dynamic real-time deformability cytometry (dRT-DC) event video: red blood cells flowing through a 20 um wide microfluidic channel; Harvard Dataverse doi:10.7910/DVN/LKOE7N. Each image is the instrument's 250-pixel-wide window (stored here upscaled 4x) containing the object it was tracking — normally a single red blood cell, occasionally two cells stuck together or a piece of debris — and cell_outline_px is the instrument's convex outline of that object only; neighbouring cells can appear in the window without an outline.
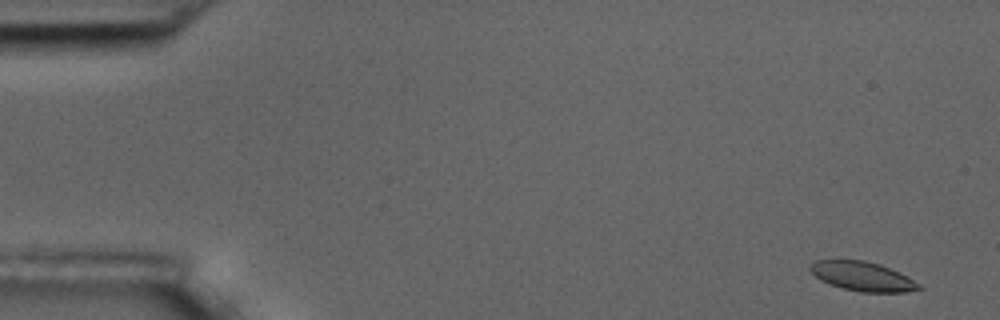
{"species": "common noctule bat (a hibernating species)", "species_latin": "Nyctalus noctula", "temperature_condition": "room temperature", "stored_images_in_passage": 6, "segment_of_instrument_passage": [1, 2], "camera_frame_rate_fps": 3000, "um_per_image_px": 0.085, "animal": {"sex": "male", "body_mass_g": 17.5, "forearm_length_mm": 52.3}, "frame": {"image": 1, "passage_image": 1, "time_ms": 0.0, "image_size_px": [1000, 320], "cell_outline_px": [[924, 288], [904, 292], [860, 292], [844, 288], [820, 280], [808, 268], [816, 260], [864, 260], [880, 264], [920, 284]], "centroid_in_image_um": [73.3, 23.49], "position_along_channel_um": 11.7, "area_um2": 18.09}}